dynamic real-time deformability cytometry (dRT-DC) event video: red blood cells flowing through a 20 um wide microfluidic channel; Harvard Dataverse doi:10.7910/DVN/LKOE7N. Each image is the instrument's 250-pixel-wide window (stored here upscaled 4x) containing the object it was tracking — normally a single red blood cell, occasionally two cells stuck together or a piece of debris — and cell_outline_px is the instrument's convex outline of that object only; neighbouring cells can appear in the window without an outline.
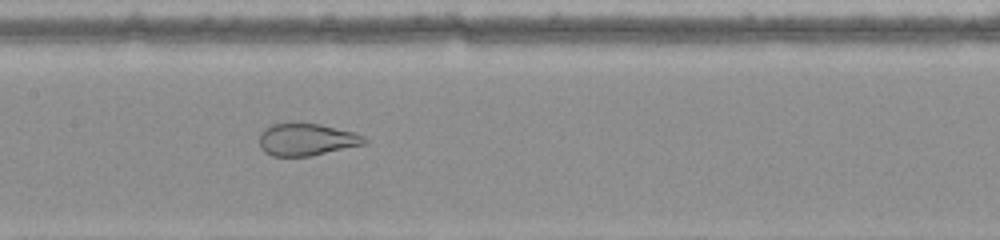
{"species": "common noctule bat (a hibernating species)", "species_latin": "Nyctalus noctula", "temperature_condition": "warm", "stored_images_in_passage": 50, "camera_frame_rate_fps": 3000, "um_per_image_px": 0.085, "animal": {"sex": "female", "body_mass_g": 22.0, "forearm_length_mm": 56.7}, "frame": {"image": 1, "passage_image": 24, "time_ms": 7.667, "image_size_px": [1000, 240], "cell_outline_px": [[368, 140], [364, 144], [312, 156], [272, 156], [264, 152], [260, 148], [260, 132], [264, 128], [272, 124], [320, 124], [352, 132], [364, 136]], "centroid_in_image_um": [26.04, 11.88], "position_along_channel_um": 181.4, "area_um2": 19.54}}
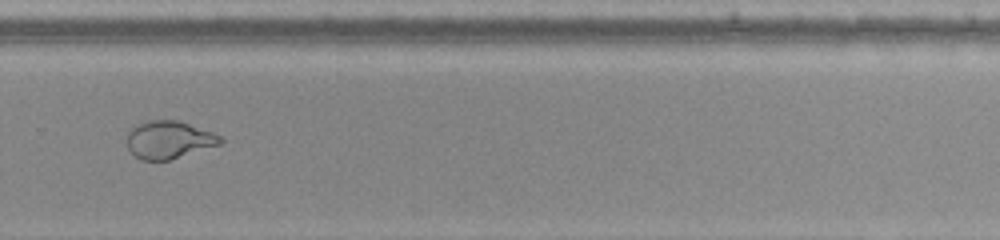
{"frame": {"image": 2, "passage_image": 34, "time_ms": 11.0, "image_size_px": [1000, 240], "cell_outline_px": [[224, 140], [220, 144], [168, 160], [140, 160], [128, 148], [128, 132], [132, 128], [148, 120], [180, 120], [212, 132], [220, 136]], "centroid_in_image_um": [14.36, 11.87], "position_along_channel_um": 315.4, "area_um2": 20.23}}
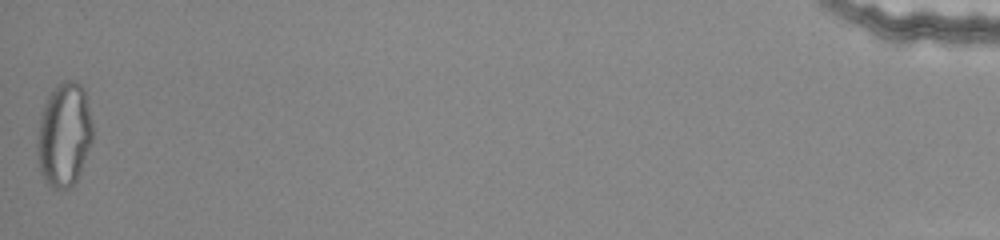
{"frame": {"image": 3, "passage_image": 50, "time_ms": 16.333, "image_size_px": [1000, 240], "cell_outline_px": [[92, 140], [80, 172], [76, 180], [68, 188], [52, 188], [48, 184], [40, 172], [36, 156], [36, 140], [40, 112], [48, 96], [64, 80], [72, 80], [80, 84], [84, 88], [92, 120]], "centroid_in_image_um": [5.42, 11.45], "position_along_channel_um": 429.8, "area_um2": 33.7}}